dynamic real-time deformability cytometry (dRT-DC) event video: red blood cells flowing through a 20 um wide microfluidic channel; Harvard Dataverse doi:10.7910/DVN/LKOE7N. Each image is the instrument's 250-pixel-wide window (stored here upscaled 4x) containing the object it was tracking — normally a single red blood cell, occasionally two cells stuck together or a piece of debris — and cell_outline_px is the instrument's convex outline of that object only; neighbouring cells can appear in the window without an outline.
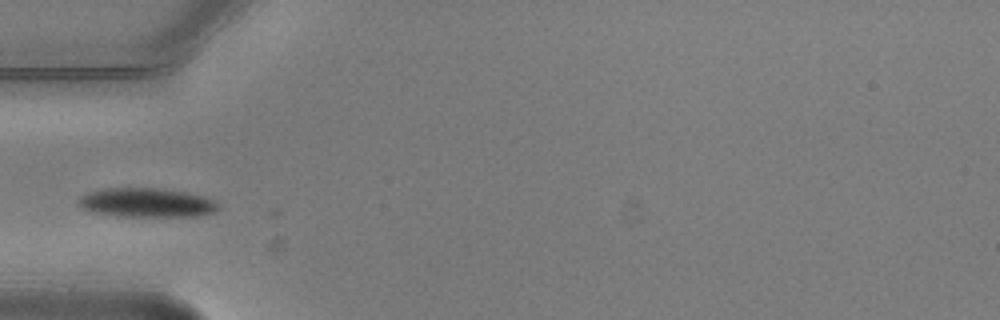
{"species": "common noctule bat (a hibernating species)", "species_latin": "Nyctalus noctula", "temperature_condition": "warm", "stored_images_in_passage": 4, "camera_frame_rate_fps": 3000, "um_per_image_px": 0.085, "animal": {"sex": "male", "body_mass_g": 20.5, "forearm_length_mm": 52.5}, "frame": {"image": 1, "passage_image": 4, "time_ms": 1.0, "image_size_px": [1000, 320], "cell_outline_px": [[220, 208], [212, 212], [200, 216], [120, 216], [92, 212], [84, 208], [80, 204], [80, 200], [84, 196], [92, 192], [108, 188], [156, 188], [184, 192], [204, 196], [220, 204]], "centroid_in_image_um": [12.55, 17.23], "position_along_channel_um": 72.5, "area_um2": 23.24}}